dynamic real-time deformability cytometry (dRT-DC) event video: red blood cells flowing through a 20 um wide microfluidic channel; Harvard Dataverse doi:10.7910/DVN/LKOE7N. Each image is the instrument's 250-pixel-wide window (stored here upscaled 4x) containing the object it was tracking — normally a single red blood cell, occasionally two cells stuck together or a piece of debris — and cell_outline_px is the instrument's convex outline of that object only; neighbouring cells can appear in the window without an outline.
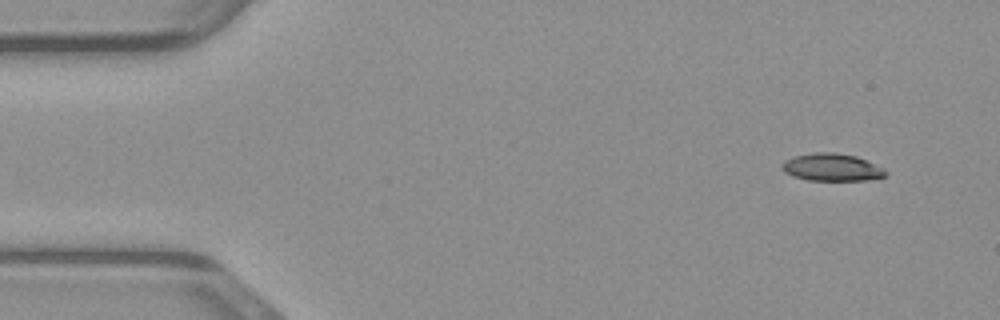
{"species": "common noctule bat (a hibernating species)", "species_latin": "Nyctalus noctula", "temperature_condition": "warm", "stored_images_in_passage": 45, "camera_frame_rate_fps": 3000, "um_per_image_px": 0.085, "animal": {"sex": "male", "body_mass_g": 23.1, "forearm_length_mm": 52.7}, "frame": {"image": 1, "passage_image": 1, "time_ms": 0.0, "image_size_px": [1000, 320], "cell_outline_px": [[888, 172], [884, 176], [868, 180], [808, 180], [792, 176], [784, 172], [780, 168], [780, 164], [784, 160], [792, 156], [812, 152], [836, 152], [856, 156], [884, 168]], "centroid_in_image_um": [70.65, 14.21], "position_along_channel_um": 14.4, "area_um2": 16.82}}
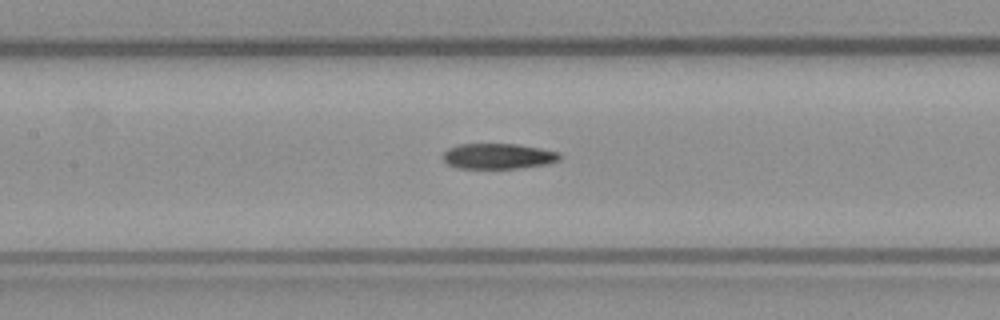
{"frame": {"image": 2, "passage_image": 19, "time_ms": 6.0, "image_size_px": [1000, 320], "cell_outline_px": [[560, 160], [548, 164], [516, 168], [456, 168], [448, 164], [444, 160], [444, 152], [448, 148], [460, 144], [516, 144], [540, 148], [560, 152]], "centroid_in_image_um": [42.36, 13.27], "position_along_channel_um": 165.0, "area_um2": 17.28}}
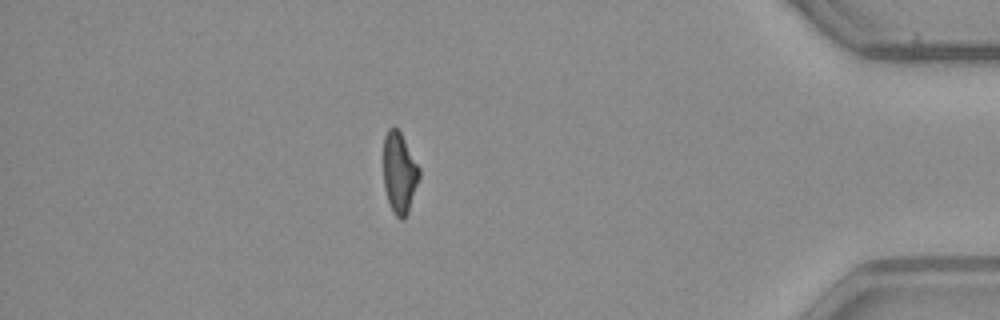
{"frame": {"image": 3, "passage_image": 39, "time_ms": 12.667, "image_size_px": [1000, 320], "cell_outline_px": [[420, 176], [408, 212], [404, 220], [400, 220], [392, 212], [384, 188], [384, 136], [388, 128], [396, 128], [400, 132], [420, 168]], "centroid_in_image_um": [33.95, 14.72], "position_along_channel_um": 401.3, "area_um2": 16.82}}